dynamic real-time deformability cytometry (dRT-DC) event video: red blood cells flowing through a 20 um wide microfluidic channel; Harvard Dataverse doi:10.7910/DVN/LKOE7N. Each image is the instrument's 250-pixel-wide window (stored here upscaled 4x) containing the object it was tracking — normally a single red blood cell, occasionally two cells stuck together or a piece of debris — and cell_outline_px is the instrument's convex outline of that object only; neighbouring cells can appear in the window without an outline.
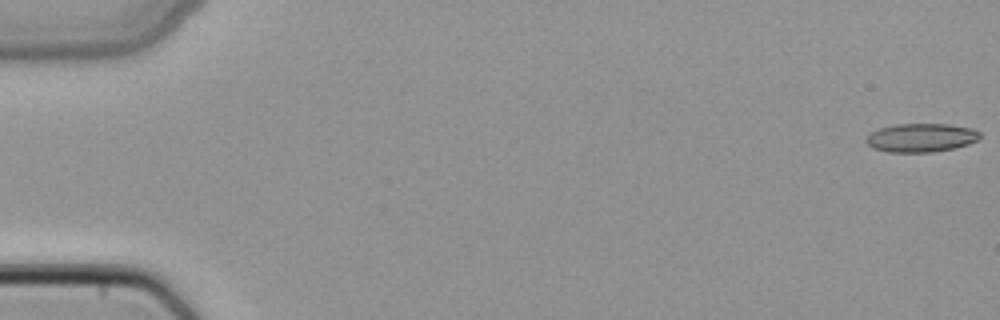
{"species": "common noctule bat (a hibernating species)", "species_latin": "Nyctalus noctula", "temperature_condition": "cold", "stored_images_in_passage": 5, "camera_frame_rate_fps": 3000, "um_per_image_px": 0.085, "animal": {"sex": "female", "body_mass_g": 22.7, "forearm_length_mm": 54.2}, "frame": {"image": 1, "passage_image": 1, "time_ms": 0.0, "image_size_px": [1000, 320], "cell_outline_px": [[980, 136], [976, 140], [968, 144], [952, 148], [932, 152], [888, 152], [872, 148], [864, 140], [872, 132], [880, 128], [896, 124], [948, 124], [972, 128], [980, 132]], "centroid_in_image_um": [78.28, 11.7], "position_along_channel_um": 6.7, "area_um2": 18.84}}
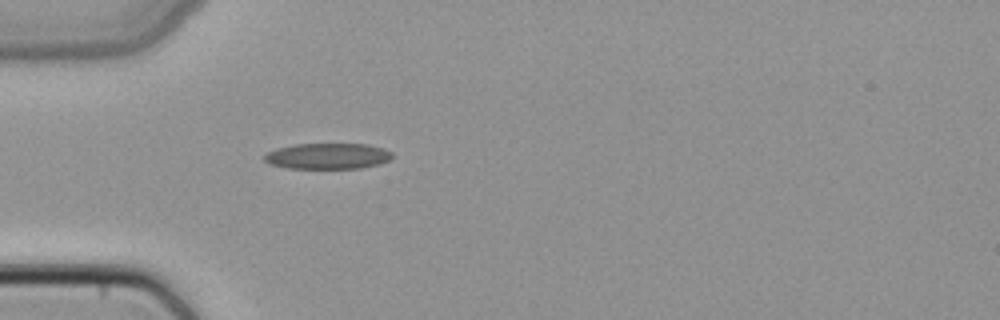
{"frame": {"image": 2, "passage_image": 5, "time_ms": 1.333, "image_size_px": [1000, 320], "cell_outline_px": [[392, 156], [388, 160], [380, 164], [360, 168], [288, 168], [268, 164], [264, 160], [264, 156], [268, 152], [276, 148], [296, 144], [368, 144], [384, 148], [392, 152]], "centroid_in_image_um": [27.85, 13.26], "position_along_channel_um": 57.1, "area_um2": 19.31}}